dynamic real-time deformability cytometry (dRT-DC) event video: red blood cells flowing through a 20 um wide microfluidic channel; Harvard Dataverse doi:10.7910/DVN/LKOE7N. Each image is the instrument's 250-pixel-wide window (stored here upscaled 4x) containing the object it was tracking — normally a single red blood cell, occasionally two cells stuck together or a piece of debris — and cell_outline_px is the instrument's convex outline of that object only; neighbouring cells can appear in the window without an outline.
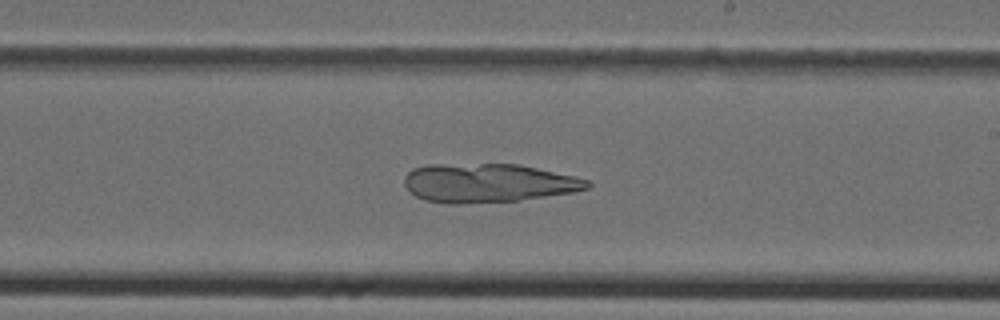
{"species": "Egyptian fruit bat (a non-hibernating species)", "species_latin": "Rousettus aegyptiacus", "temperature_condition": "cold", "stored_images_in_passage": 45, "camera_frame_rate_fps": 3000, "um_per_image_px": 0.085, "animal": {"sex": "female"}, "frame": {"image": 1, "passage_image": 26, "time_ms": 8.333, "image_size_px": [1000, 320], "cell_outline_px": [[592, 184], [588, 188], [572, 192], [520, 200], [456, 204], [448, 204], [424, 200], [408, 192], [404, 184], [404, 176], [412, 168], [428, 164], [520, 164], [572, 176], [588, 180]], "centroid_in_image_um": [41.42, 15.55], "position_along_channel_um": 247.6, "area_um2": 41.44}}